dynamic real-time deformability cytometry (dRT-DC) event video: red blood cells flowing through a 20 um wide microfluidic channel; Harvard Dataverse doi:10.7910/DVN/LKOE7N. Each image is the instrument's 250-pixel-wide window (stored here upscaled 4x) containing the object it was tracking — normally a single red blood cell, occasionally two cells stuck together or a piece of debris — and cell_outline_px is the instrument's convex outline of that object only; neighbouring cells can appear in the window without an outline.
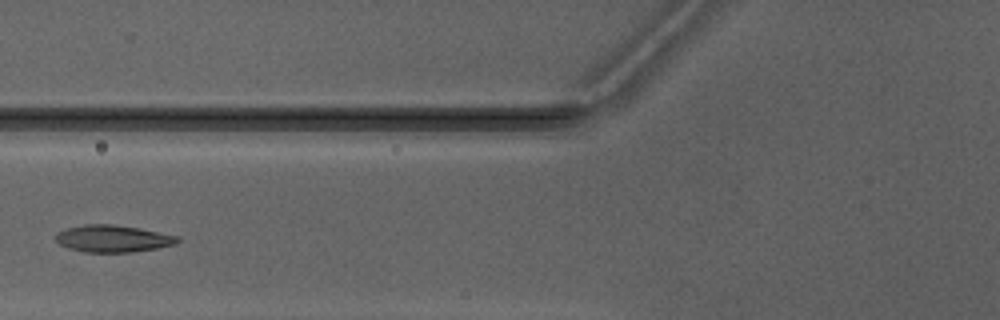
{"species": "Egyptian fruit bat (a non-hibernating species)", "species_latin": "Rousettus aegyptiacus", "temperature_condition": "warm", "stored_images_in_passage": 5, "camera_frame_rate_fps": 3000, "um_per_image_px": 0.085, "animal": {"sex": "male"}, "frame": {"image": 1, "passage_image": 5, "time_ms": 4.667, "image_size_px": [1000, 320], "cell_outline_px": [[180, 240], [176, 244], [156, 248], [128, 252], [84, 252], [68, 248], [60, 244], [52, 236], [56, 232], [68, 228], [84, 224], [112, 224], [140, 228], [180, 236]], "centroid_in_image_um": [9.58, 20.27], "position_along_channel_um": 116.2, "area_um2": 19.31}}